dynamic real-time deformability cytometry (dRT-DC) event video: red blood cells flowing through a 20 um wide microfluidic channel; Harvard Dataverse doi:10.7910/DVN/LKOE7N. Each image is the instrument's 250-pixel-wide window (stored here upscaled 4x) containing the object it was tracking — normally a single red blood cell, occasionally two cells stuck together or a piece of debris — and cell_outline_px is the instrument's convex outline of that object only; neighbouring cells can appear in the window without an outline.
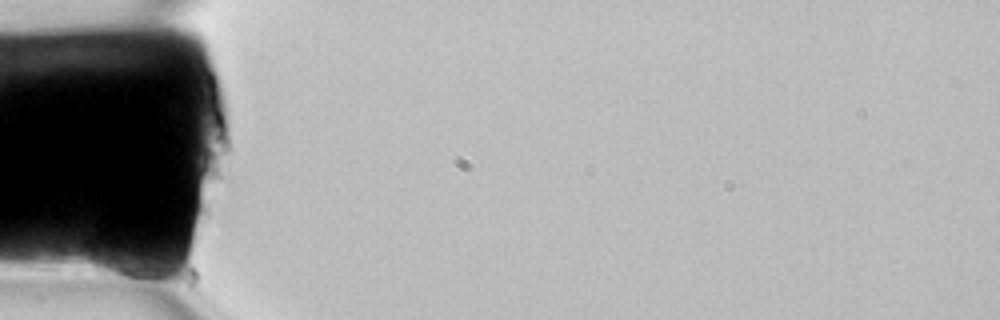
{"species": "common noctule bat (a hibernating species)", "species_latin": "Nyctalus noctula", "temperature_condition": "room temperature", "stored_images_in_passage": 3, "camera_frame_rate_fps": 3000, "um_per_image_px": 0.085, "animal": {"sex": "female", "body_mass_g": 22.7, "forearm_length_mm": 54.2}, "frame": {"image": 1, "passage_image": 1, "time_ms": 0.0, "image_size_px": [1000, 320], "cell_outline_px": [[160, 272], [156, 288], [144, 288], [92, 272], [88, 264], [88, 256], [92, 240], [96, 236], [136, 252]], "centroid_in_image_um": [10.31, 22.46], "position_along_channel_um": 74.7, "area_um2": 16.01}}